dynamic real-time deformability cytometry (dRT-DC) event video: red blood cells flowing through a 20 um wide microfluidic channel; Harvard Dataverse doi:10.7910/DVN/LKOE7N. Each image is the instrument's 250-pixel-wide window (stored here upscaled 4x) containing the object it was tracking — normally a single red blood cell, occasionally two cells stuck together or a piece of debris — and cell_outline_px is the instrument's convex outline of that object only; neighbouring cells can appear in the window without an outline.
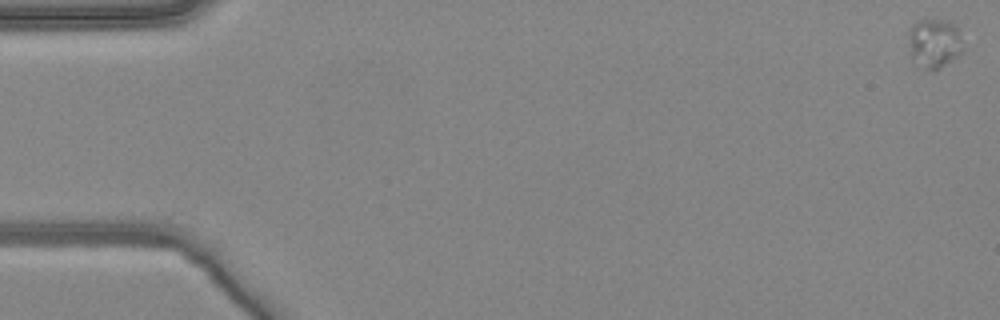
{"species": "common noctule bat (a hibernating species)", "species_latin": "Nyctalus noctula", "temperature_condition": "warm", "stored_images_in_passage": 5, "camera_frame_rate_fps": 3000, "um_per_image_px": 0.085, "animal": {"sex": "female", "body_mass_g": 24.6, "forearm_length_mm": 56.2}, "frame": {"image": 1, "passage_image": 1, "time_ms": 0.0, "image_size_px": [1000, 320], "cell_outline_px": [[964, 52], [940, 68], [924, 68], [912, 64], [908, 40], [908, 32], [912, 24], [916, 20], [944, 20], [956, 24], [964, 48]], "centroid_in_image_um": [79.4, 3.67], "position_along_channel_um": 5.6, "area_um2": 16.01}}